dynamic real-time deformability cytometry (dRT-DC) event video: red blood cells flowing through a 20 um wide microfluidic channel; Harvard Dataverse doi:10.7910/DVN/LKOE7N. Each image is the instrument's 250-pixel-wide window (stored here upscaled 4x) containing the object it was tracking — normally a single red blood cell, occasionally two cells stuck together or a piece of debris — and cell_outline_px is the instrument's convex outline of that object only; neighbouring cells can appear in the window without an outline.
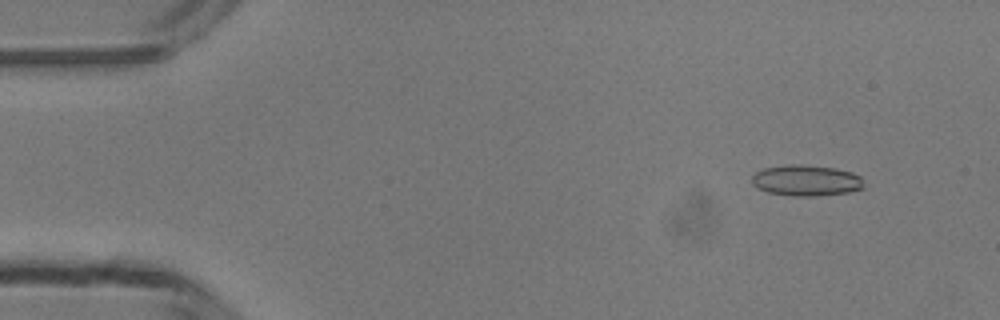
{"species": "common noctule bat (a hibernating species)", "species_latin": "Nyctalus noctula", "temperature_condition": "room temperature", "stored_images_in_passage": 49, "camera_frame_rate_fps": 3000, "um_per_image_px": 0.085, "animal": {"sex": "male", "body_mass_g": 13.3}, "frame": {"image": 1, "passage_image": 5, "time_ms": 1.333, "image_size_px": [1000, 320], "cell_outline_px": [[864, 188], [848, 192], [816, 196], [792, 196], [768, 192], [756, 188], [752, 184], [752, 176], [756, 172], [764, 168], [788, 164], [800, 164], [836, 168], [852, 172], [860, 176]], "centroid_in_image_um": [68.51, 15.34], "position_along_channel_um": 16.5, "area_um2": 20.29}}
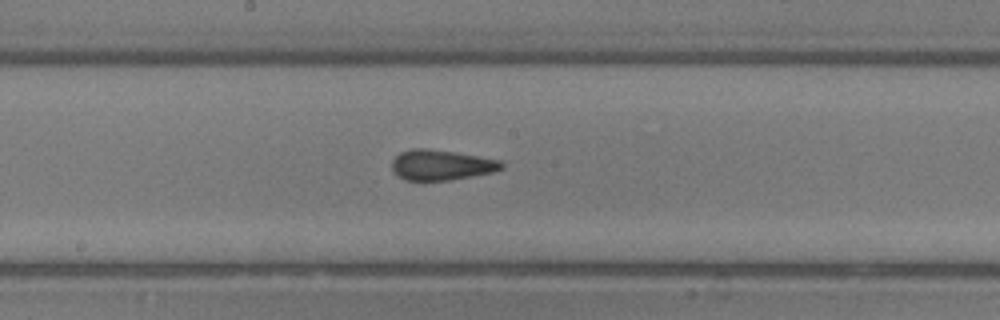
{"frame": {"image": 2, "passage_image": 26, "time_ms": 8.333, "image_size_px": [1000, 320], "cell_outline_px": [[504, 168], [492, 172], [472, 176], [448, 180], [404, 180], [392, 168], [392, 160], [400, 152], [412, 148], [428, 148], [456, 152], [500, 160], [504, 164]], "centroid_in_image_um": [37.52, 14.01], "position_along_channel_um": 210.7, "area_um2": 19.31}}
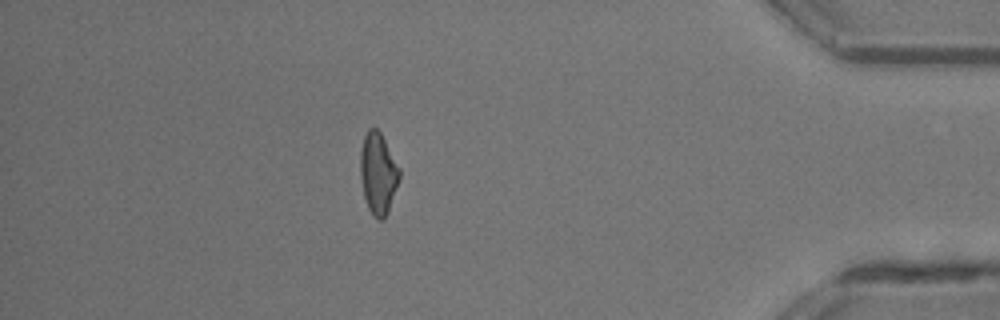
{"frame": {"image": 3, "passage_image": 43, "time_ms": 14.0, "image_size_px": [1000, 320], "cell_outline_px": [[400, 176], [388, 212], [384, 220], [376, 220], [372, 216], [368, 208], [364, 196], [360, 176], [360, 152], [364, 136], [368, 128], [376, 128], [380, 132], [400, 168]], "centroid_in_image_um": [32.13, 14.76], "position_along_channel_um": 403.1, "area_um2": 18.61}, "authors_computed_cell_mechanics": {"area_um2": 19.3052, "velocity_mm_per_s": 4.2288, "shape_relaxation_time_tau1_ms": 5.9971, "shape_relaxation_time_tau2_ms": 0.9951, "deformation_change_tau1": 0.1811, "deformation_change_tau2": 0.0902}}